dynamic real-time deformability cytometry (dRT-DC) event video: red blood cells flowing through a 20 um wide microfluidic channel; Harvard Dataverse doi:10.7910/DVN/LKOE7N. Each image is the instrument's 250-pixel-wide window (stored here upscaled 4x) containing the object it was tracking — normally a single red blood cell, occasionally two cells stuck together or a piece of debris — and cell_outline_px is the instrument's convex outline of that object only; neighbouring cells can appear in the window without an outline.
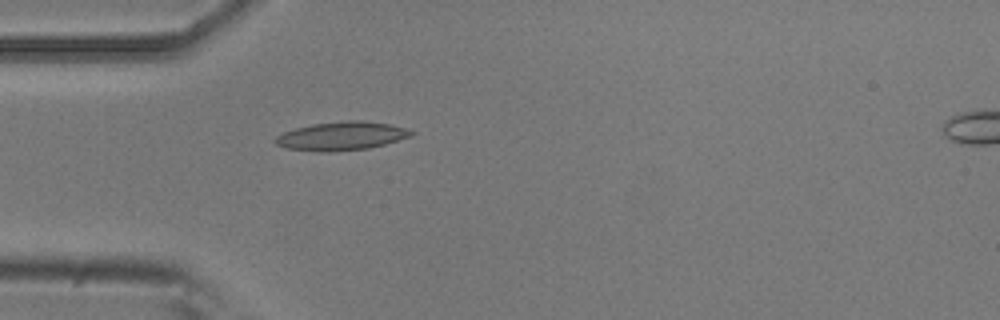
{"species": "common noctule bat (a hibernating species)", "species_latin": "Nyctalus noctula", "temperature_condition": "room temperature", "stored_images_in_passage": 3, "camera_frame_rate_fps": 3000, "um_per_image_px": 0.085, "animal": {"sex": "male", "body_mass_g": 20.5, "forearm_length_mm": 52.5}, "frame": {"image": 1, "passage_image": 3, "time_ms": 0.667, "image_size_px": [1000, 320], "cell_outline_px": [[416, 132], [412, 136], [384, 144], [368, 148], [332, 152], [316, 152], [288, 148], [276, 144], [272, 140], [276, 136], [284, 132], [296, 128], [312, 124], [344, 120], [364, 120], [388, 124], [404, 128]], "centroid_in_image_um": [29.01, 11.56], "position_along_channel_um": 56.0, "area_um2": 22.66}}